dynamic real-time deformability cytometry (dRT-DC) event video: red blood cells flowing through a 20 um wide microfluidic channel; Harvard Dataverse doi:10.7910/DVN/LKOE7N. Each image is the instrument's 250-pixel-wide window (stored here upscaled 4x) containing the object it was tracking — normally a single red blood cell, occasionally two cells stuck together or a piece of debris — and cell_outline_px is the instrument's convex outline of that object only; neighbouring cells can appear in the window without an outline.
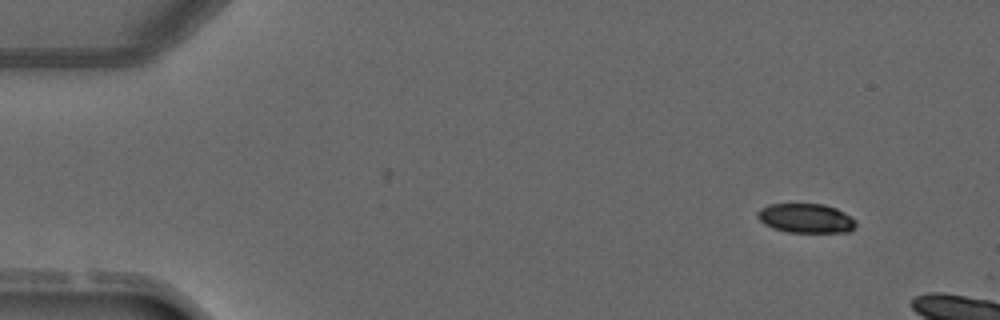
{"species": "common noctule bat (a hibernating species)", "species_latin": "Nyctalus noctula", "temperature_condition": "warm", "stored_images_in_passage": 3, "camera_frame_rate_fps": 3000, "um_per_image_px": 0.085, "animal": {"sex": "male", "forearm_length_mm": 52.5}, "frame": {"image": 1, "passage_image": 1, "time_ms": 0.0, "image_size_px": [1000, 320], "cell_outline_px": [[856, 224], [848, 232], [788, 232], [772, 228], [764, 224], [756, 216], [756, 212], [760, 208], [768, 204], [824, 204], [836, 208], [844, 212], [856, 220]], "centroid_in_image_um": [68.47, 18.54], "position_along_channel_um": 16.5, "area_um2": 16.88}}